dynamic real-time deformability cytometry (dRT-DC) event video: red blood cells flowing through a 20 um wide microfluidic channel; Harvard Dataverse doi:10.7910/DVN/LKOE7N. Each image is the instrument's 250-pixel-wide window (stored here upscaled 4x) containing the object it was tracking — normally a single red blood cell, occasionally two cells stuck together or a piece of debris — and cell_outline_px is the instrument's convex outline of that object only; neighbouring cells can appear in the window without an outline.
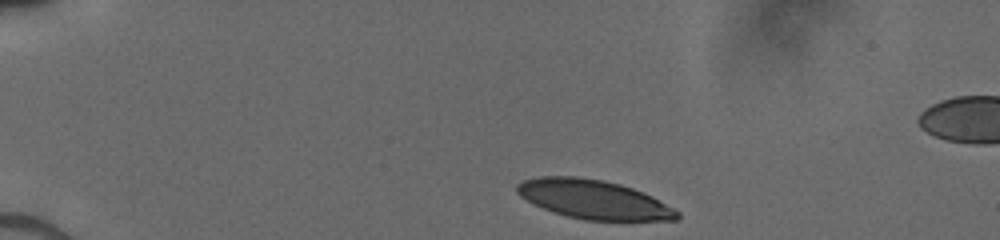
{"species": "human", "species_latin": "Homo sapiens", "temperature_condition": "cold", "stored_images_in_passage": 37, "camera_frame_rate_fps": 3000, "um_per_image_px": 0.085, "donor": {"sex": "male"}, "frame": {"image": 1, "passage_image": 1, "time_ms": 0.0, "image_size_px": [1000, 240], "cell_outline_px": [[680, 216], [676, 220], [584, 220], [552, 212], [532, 204], [520, 196], [516, 192], [516, 184], [524, 180], [540, 176], [576, 176], [600, 180], [620, 184], [632, 188], [652, 196], [680, 212]], "centroid_in_image_um": [50.42, 16.95], "position_along_channel_um": 34.6, "area_um2": 36.3}}
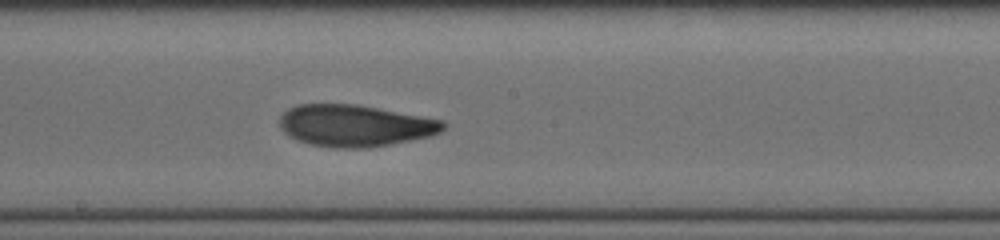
{"frame": {"image": 2, "passage_image": 20, "time_ms": 6.333, "image_size_px": [1000, 240], "cell_outline_px": [[444, 128], [440, 132], [432, 136], [368, 148], [336, 148], [308, 144], [296, 140], [284, 132], [280, 128], [280, 116], [288, 108], [296, 104], [356, 104], [444, 120]], "centroid_in_image_um": [30.15, 10.68], "position_along_channel_um": 218.1, "area_um2": 39.88}}
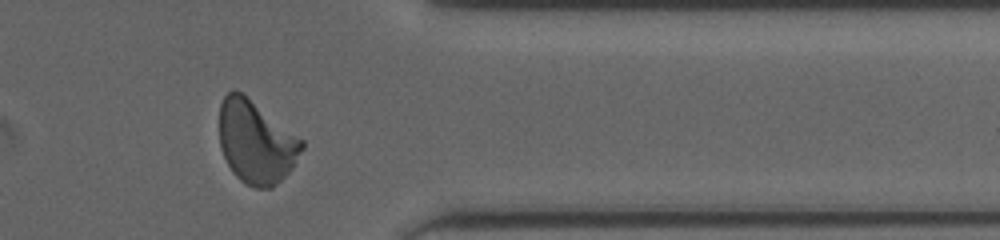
{"frame": {"image": 3, "passage_image": 33, "time_ms": 10.667, "image_size_px": [1000, 240], "cell_outline_px": [[304, 148], [292, 168], [272, 188], [256, 188], [244, 184], [232, 172], [220, 148], [220, 104], [224, 96], [228, 92], [240, 92], [304, 140]], "centroid_in_image_um": [21.77, 12.11], "position_along_channel_um": 389.6, "area_um2": 39.36}}